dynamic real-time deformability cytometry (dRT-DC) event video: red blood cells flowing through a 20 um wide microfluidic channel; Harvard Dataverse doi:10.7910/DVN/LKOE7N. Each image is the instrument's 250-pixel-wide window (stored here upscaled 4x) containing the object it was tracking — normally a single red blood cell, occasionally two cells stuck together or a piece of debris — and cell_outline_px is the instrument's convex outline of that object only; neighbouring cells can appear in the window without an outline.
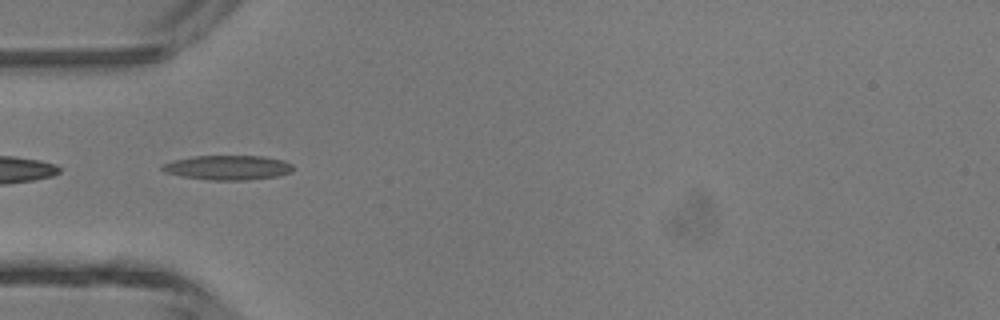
{"species": "common noctule bat (a hibernating species)", "species_latin": "Nyctalus noctula", "temperature_condition": "room temperature", "stored_images_in_passage": 7, "camera_frame_rate_fps": 3000, "um_per_image_px": 0.085, "animal": {"sex": "male", "body_mass_g": 13.3}, "frame": {"image": 1, "passage_image": 5, "time_ms": 1.333, "image_size_px": [1000, 320], "cell_outline_px": [[292, 172], [276, 176], [248, 180], [212, 180], [184, 176], [164, 172], [160, 168], [160, 164], [172, 160], [192, 156], [264, 156], [284, 160], [292, 164]], "centroid_in_image_um": [19.34, 14.23], "position_along_channel_um": 65.7, "area_um2": 18.79}}
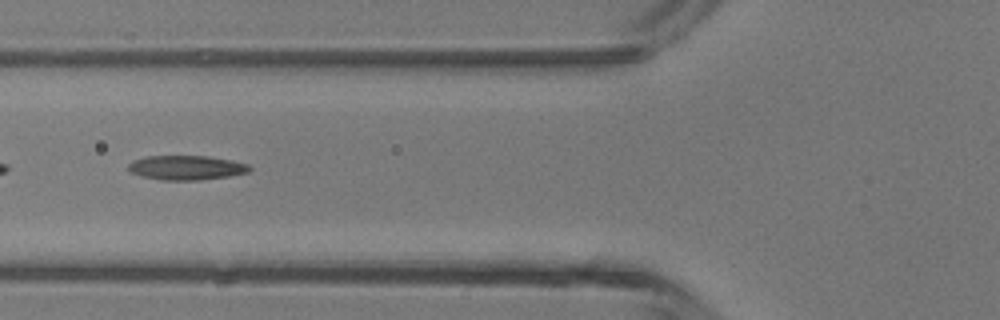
{"frame": {"image": 2, "passage_image": 6, "time_ms": 1.667, "image_size_px": [1000, 320], "cell_outline_px": [[252, 168], [248, 172], [228, 176], [200, 180], [160, 180], [144, 176], [132, 172], [128, 168], [128, 164], [132, 160], [148, 156], [208, 156], [232, 160], [248, 164]], "centroid_in_image_um": [15.86, 14.24], "position_along_channel_um": 109.9, "area_um2": 17.17}}
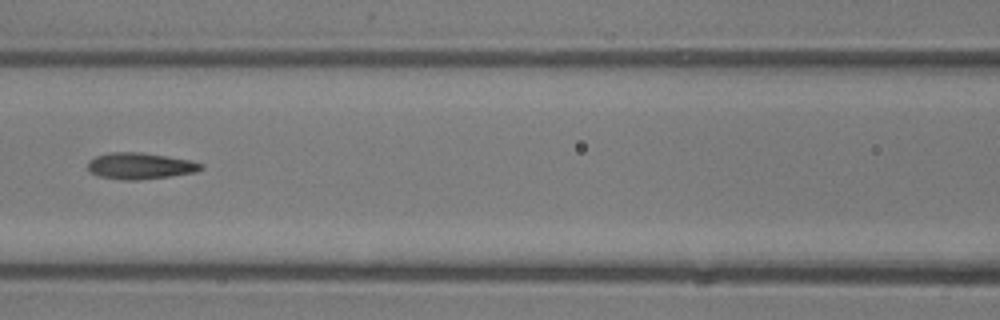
{"frame": {"image": 3, "passage_image": 7, "time_ms": 2.0, "image_size_px": [1000, 320], "cell_outline_px": [[204, 168], [196, 172], [140, 180], [124, 180], [100, 176], [92, 172], [88, 168], [88, 160], [96, 156], [108, 152], [140, 152], [192, 160], [200, 164]], "centroid_in_image_um": [11.9, 14.09], "position_along_channel_um": 154.7, "area_um2": 17.28}}